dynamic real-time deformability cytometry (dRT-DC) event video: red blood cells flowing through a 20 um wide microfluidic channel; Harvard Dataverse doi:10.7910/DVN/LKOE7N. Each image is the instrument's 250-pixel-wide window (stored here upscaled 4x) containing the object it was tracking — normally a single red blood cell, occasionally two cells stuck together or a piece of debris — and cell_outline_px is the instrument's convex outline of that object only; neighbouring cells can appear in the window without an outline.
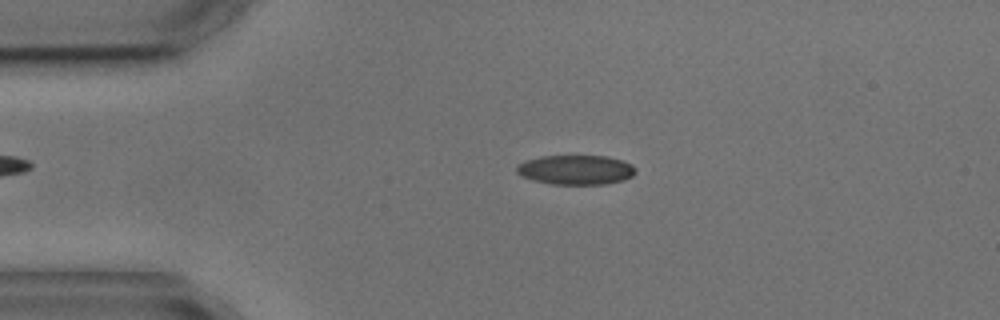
{"species": "common noctule bat (a hibernating species)", "species_latin": "Nyctalus noctula", "temperature_condition": "cold", "stored_images_in_passage": 4, "camera_frame_rate_fps": 3000, "um_per_image_px": 0.085, "animal": {"sex": "male", "body_mass_g": 17.9, "forearm_length_mm": 54.2}, "frame": {"image": 1, "passage_image": 2, "time_ms": 1.333, "image_size_px": [1000, 320], "cell_outline_px": [[636, 172], [632, 176], [624, 180], [604, 184], [552, 184], [532, 180], [516, 172], [516, 164], [540, 156], [604, 156], [620, 160], [632, 164], [636, 168]], "centroid_in_image_um": [48.95, 14.44], "position_along_channel_um": 36.1, "area_um2": 20.4}}
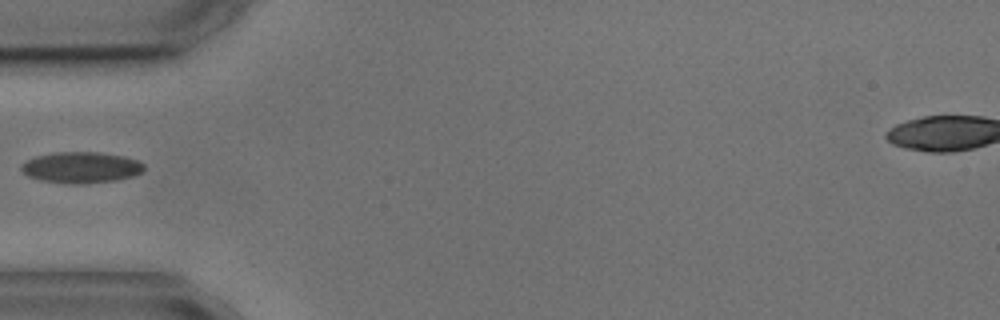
{"frame": {"image": 2, "passage_image": 3, "time_ms": 3.333, "image_size_px": [1000, 320], "cell_outline_px": [[144, 168], [140, 172], [132, 176], [116, 180], [84, 184], [64, 184], [40, 180], [28, 176], [20, 168], [28, 160], [36, 156], [56, 152], [100, 152], [124, 156], [136, 160], [144, 164]], "centroid_in_image_um": [6.89, 14.24], "position_along_channel_um": 78.1, "area_um2": 22.2}}